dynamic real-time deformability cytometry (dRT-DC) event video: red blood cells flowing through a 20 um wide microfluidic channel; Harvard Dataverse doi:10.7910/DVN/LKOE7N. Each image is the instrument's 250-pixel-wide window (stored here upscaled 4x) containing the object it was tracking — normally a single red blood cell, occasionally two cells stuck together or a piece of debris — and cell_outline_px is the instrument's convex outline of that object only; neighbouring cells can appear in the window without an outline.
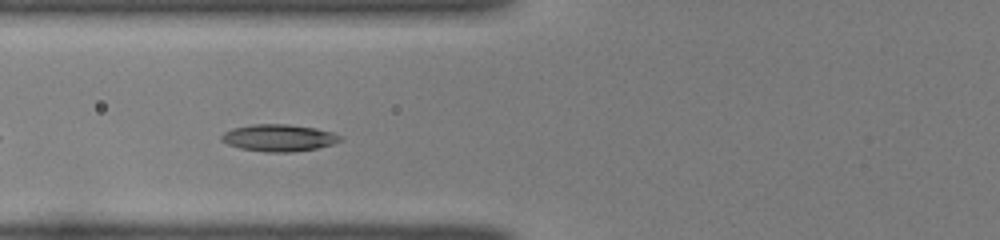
{"species": "common noctule bat (a hibernating species)", "species_latin": "Nyctalus noctula", "temperature_condition": "room temperature", "stored_images_in_passage": 34, "camera_frame_rate_fps": 3000, "um_per_image_px": 0.085, "animal": {"sex": "female", "body_mass_g": 22.0, "forearm_length_mm": 56.7}, "frame": {"image": 1, "passage_image": 5, "time_ms": 1.333, "image_size_px": [1000, 240], "cell_outline_px": [[344, 140], [332, 144], [316, 148], [292, 152], [264, 152], [240, 148], [228, 144], [220, 140], [220, 136], [224, 132], [232, 128], [252, 124], [288, 124], [316, 128], [332, 132], [340, 136]], "centroid_in_image_um": [23.68, 11.71], "position_along_channel_um": 102.1, "area_um2": 18.73}}
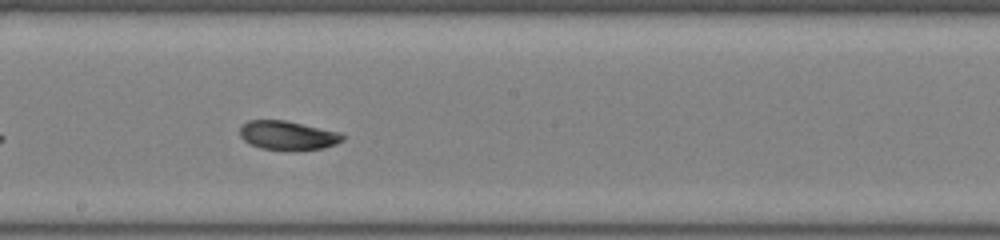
{"frame": {"image": 2, "passage_image": 14, "time_ms": 4.333, "image_size_px": [1000, 240], "cell_outline_px": [[344, 140], [336, 144], [324, 148], [296, 152], [288, 152], [260, 148], [244, 140], [240, 136], [240, 128], [248, 120], [284, 120], [340, 132], [344, 136]], "centroid_in_image_um": [24.49, 11.54], "position_along_channel_um": 223.7, "area_um2": 17.74}}
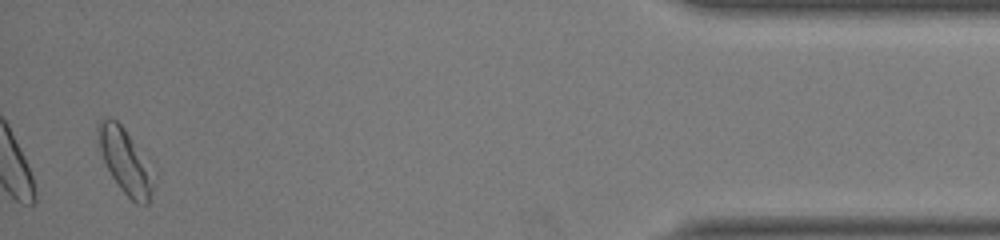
{"frame": {"image": 3, "passage_image": 33, "time_ms": 10.667, "image_size_px": [1000, 240], "cell_outline_px": [[156, 164], [152, 192], [148, 204], [136, 204], [120, 188], [112, 176], [104, 160], [100, 148], [96, 128], [100, 120], [108, 116], [116, 120], [124, 128]], "centroid_in_image_um": [10.74, 13.67], "position_along_channel_um": 424.5, "area_um2": 21.73}, "authors_computed_cell_mechanics": {"area_um2": 17.3978, "velocity_mm_per_s": 4.0627, "shape_relaxation_time_tau1_ms": 2.0586, "shape_relaxation_time_tau2_ms": 3.0573, "deformation_change_tau1": 0.0739, "deformation_change_tau2": 0.0878}}